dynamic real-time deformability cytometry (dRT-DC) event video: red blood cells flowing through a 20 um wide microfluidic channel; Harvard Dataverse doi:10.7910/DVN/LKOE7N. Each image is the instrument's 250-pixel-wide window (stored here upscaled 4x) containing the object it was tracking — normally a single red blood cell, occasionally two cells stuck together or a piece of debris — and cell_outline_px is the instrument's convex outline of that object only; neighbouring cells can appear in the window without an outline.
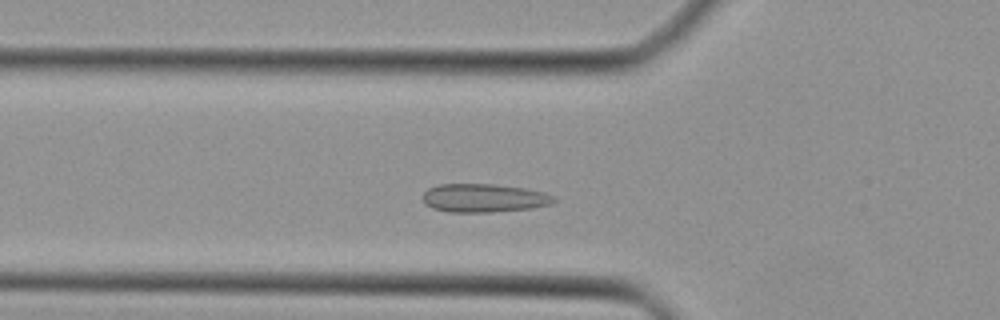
{"species": "Egyptian fruit bat (a non-hibernating species)", "species_latin": "Rousettus aegyptiacus", "temperature_condition": "cold", "stored_images_in_passage": 39, "camera_frame_rate_fps": 3000, "um_per_image_px": 0.085, "animal": {"sex": "female"}, "frame": {"image": 1, "passage_image": 9, "time_ms": 2.667, "image_size_px": [1000, 320], "cell_outline_px": [[556, 200], [552, 204], [532, 208], [492, 212], [448, 212], [432, 208], [424, 204], [424, 192], [428, 188], [440, 184], [496, 184], [524, 188], [544, 192], [556, 196]], "centroid_in_image_um": [41.15, 16.83], "position_along_channel_um": 84.6, "area_um2": 21.91}}
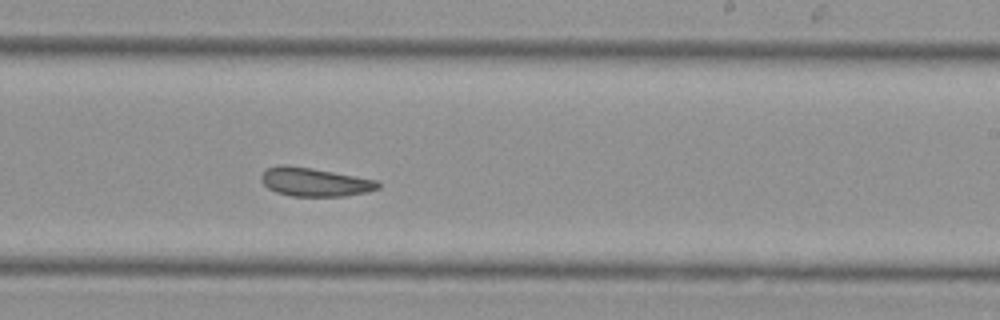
{"frame": {"image": 2, "passage_image": 21, "time_ms": 6.667, "image_size_px": [1000, 320], "cell_outline_px": [[380, 188], [368, 192], [344, 196], [292, 196], [276, 192], [268, 188], [260, 180], [260, 176], [268, 168], [312, 168], [376, 180], [380, 184]], "centroid_in_image_um": [26.82, 15.52], "position_along_channel_um": 262.2, "area_um2": 18.73}}
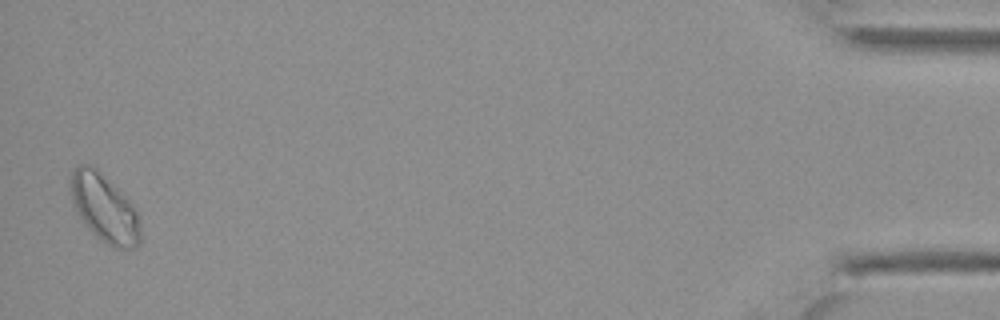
{"frame": {"image": 3, "passage_image": 38, "time_ms": 12.333, "image_size_px": [1000, 320], "cell_outline_px": [[140, 244], [136, 248], [112, 248], [100, 240], [92, 232], [76, 212], [72, 200], [72, 172], [80, 164], [88, 164], [96, 168], [136, 208], [140, 224]], "centroid_in_image_um": [8.91, 17.74], "position_along_channel_um": 426.3, "area_um2": 27.17}}